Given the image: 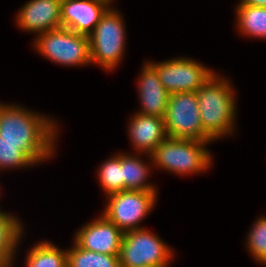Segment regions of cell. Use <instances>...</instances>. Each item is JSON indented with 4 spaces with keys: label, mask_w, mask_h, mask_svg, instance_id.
I'll list each match as a JSON object with an SVG mask.
<instances>
[{
    "label": "cell",
    "mask_w": 266,
    "mask_h": 267,
    "mask_svg": "<svg viewBox=\"0 0 266 267\" xmlns=\"http://www.w3.org/2000/svg\"><path fill=\"white\" fill-rule=\"evenodd\" d=\"M122 153V174H123V191L124 190H143L149 192H158L157 188L149 182L150 169L153 167L152 159L149 162L139 158L138 155ZM148 179V180H147ZM148 181V182H147Z\"/></svg>",
    "instance_id": "cell-15"
},
{
    "label": "cell",
    "mask_w": 266,
    "mask_h": 267,
    "mask_svg": "<svg viewBox=\"0 0 266 267\" xmlns=\"http://www.w3.org/2000/svg\"><path fill=\"white\" fill-rule=\"evenodd\" d=\"M238 4H245L255 7H266V0H240Z\"/></svg>",
    "instance_id": "cell-23"
},
{
    "label": "cell",
    "mask_w": 266,
    "mask_h": 267,
    "mask_svg": "<svg viewBox=\"0 0 266 267\" xmlns=\"http://www.w3.org/2000/svg\"><path fill=\"white\" fill-rule=\"evenodd\" d=\"M24 225L10 212H0V266L15 262V255L23 237Z\"/></svg>",
    "instance_id": "cell-16"
},
{
    "label": "cell",
    "mask_w": 266,
    "mask_h": 267,
    "mask_svg": "<svg viewBox=\"0 0 266 267\" xmlns=\"http://www.w3.org/2000/svg\"><path fill=\"white\" fill-rule=\"evenodd\" d=\"M61 1L30 0L26 2L17 11V27L37 35L61 28Z\"/></svg>",
    "instance_id": "cell-11"
},
{
    "label": "cell",
    "mask_w": 266,
    "mask_h": 267,
    "mask_svg": "<svg viewBox=\"0 0 266 267\" xmlns=\"http://www.w3.org/2000/svg\"><path fill=\"white\" fill-rule=\"evenodd\" d=\"M13 263H14V262H11L8 266H0V267H13V266H12Z\"/></svg>",
    "instance_id": "cell-24"
},
{
    "label": "cell",
    "mask_w": 266,
    "mask_h": 267,
    "mask_svg": "<svg viewBox=\"0 0 266 267\" xmlns=\"http://www.w3.org/2000/svg\"><path fill=\"white\" fill-rule=\"evenodd\" d=\"M137 79L140 109L137 113L165 118L170 94L159 80L157 71L146 61Z\"/></svg>",
    "instance_id": "cell-13"
},
{
    "label": "cell",
    "mask_w": 266,
    "mask_h": 267,
    "mask_svg": "<svg viewBox=\"0 0 266 267\" xmlns=\"http://www.w3.org/2000/svg\"><path fill=\"white\" fill-rule=\"evenodd\" d=\"M112 3L110 0H62V27L88 36Z\"/></svg>",
    "instance_id": "cell-12"
},
{
    "label": "cell",
    "mask_w": 266,
    "mask_h": 267,
    "mask_svg": "<svg viewBox=\"0 0 266 267\" xmlns=\"http://www.w3.org/2000/svg\"><path fill=\"white\" fill-rule=\"evenodd\" d=\"M25 258V267H66L67 249L44 240L31 247Z\"/></svg>",
    "instance_id": "cell-18"
},
{
    "label": "cell",
    "mask_w": 266,
    "mask_h": 267,
    "mask_svg": "<svg viewBox=\"0 0 266 267\" xmlns=\"http://www.w3.org/2000/svg\"><path fill=\"white\" fill-rule=\"evenodd\" d=\"M236 28L241 35L266 40V7L237 4Z\"/></svg>",
    "instance_id": "cell-17"
},
{
    "label": "cell",
    "mask_w": 266,
    "mask_h": 267,
    "mask_svg": "<svg viewBox=\"0 0 266 267\" xmlns=\"http://www.w3.org/2000/svg\"><path fill=\"white\" fill-rule=\"evenodd\" d=\"M147 62L157 71L159 80L170 95L197 92L215 73L201 62L187 57Z\"/></svg>",
    "instance_id": "cell-9"
},
{
    "label": "cell",
    "mask_w": 266,
    "mask_h": 267,
    "mask_svg": "<svg viewBox=\"0 0 266 267\" xmlns=\"http://www.w3.org/2000/svg\"><path fill=\"white\" fill-rule=\"evenodd\" d=\"M147 228L124 232L120 246L121 267H169L174 251Z\"/></svg>",
    "instance_id": "cell-6"
},
{
    "label": "cell",
    "mask_w": 266,
    "mask_h": 267,
    "mask_svg": "<svg viewBox=\"0 0 266 267\" xmlns=\"http://www.w3.org/2000/svg\"><path fill=\"white\" fill-rule=\"evenodd\" d=\"M234 94L231 80L217 72L197 91L202 126L213 141L234 134L237 114Z\"/></svg>",
    "instance_id": "cell-2"
},
{
    "label": "cell",
    "mask_w": 266,
    "mask_h": 267,
    "mask_svg": "<svg viewBox=\"0 0 266 267\" xmlns=\"http://www.w3.org/2000/svg\"><path fill=\"white\" fill-rule=\"evenodd\" d=\"M69 267H121L119 255H108L80 248L75 242L67 249Z\"/></svg>",
    "instance_id": "cell-19"
},
{
    "label": "cell",
    "mask_w": 266,
    "mask_h": 267,
    "mask_svg": "<svg viewBox=\"0 0 266 267\" xmlns=\"http://www.w3.org/2000/svg\"><path fill=\"white\" fill-rule=\"evenodd\" d=\"M246 238V248L254 261L266 265V215L255 220Z\"/></svg>",
    "instance_id": "cell-21"
},
{
    "label": "cell",
    "mask_w": 266,
    "mask_h": 267,
    "mask_svg": "<svg viewBox=\"0 0 266 267\" xmlns=\"http://www.w3.org/2000/svg\"><path fill=\"white\" fill-rule=\"evenodd\" d=\"M132 117V118H131ZM128 122V136L137 154H151L167 136L164 118L135 113Z\"/></svg>",
    "instance_id": "cell-14"
},
{
    "label": "cell",
    "mask_w": 266,
    "mask_h": 267,
    "mask_svg": "<svg viewBox=\"0 0 266 267\" xmlns=\"http://www.w3.org/2000/svg\"><path fill=\"white\" fill-rule=\"evenodd\" d=\"M157 192L124 190L106 196L103 215L120 230L127 232L141 229L140 222L154 209Z\"/></svg>",
    "instance_id": "cell-7"
},
{
    "label": "cell",
    "mask_w": 266,
    "mask_h": 267,
    "mask_svg": "<svg viewBox=\"0 0 266 267\" xmlns=\"http://www.w3.org/2000/svg\"><path fill=\"white\" fill-rule=\"evenodd\" d=\"M73 242L80 248L108 255H119L124 232L103 214L75 232Z\"/></svg>",
    "instance_id": "cell-10"
},
{
    "label": "cell",
    "mask_w": 266,
    "mask_h": 267,
    "mask_svg": "<svg viewBox=\"0 0 266 267\" xmlns=\"http://www.w3.org/2000/svg\"><path fill=\"white\" fill-rule=\"evenodd\" d=\"M97 176L105 196L123 191L122 153L114 154L102 162Z\"/></svg>",
    "instance_id": "cell-20"
},
{
    "label": "cell",
    "mask_w": 266,
    "mask_h": 267,
    "mask_svg": "<svg viewBox=\"0 0 266 267\" xmlns=\"http://www.w3.org/2000/svg\"><path fill=\"white\" fill-rule=\"evenodd\" d=\"M36 164L20 149V145L10 144L0 136V171L33 167Z\"/></svg>",
    "instance_id": "cell-22"
},
{
    "label": "cell",
    "mask_w": 266,
    "mask_h": 267,
    "mask_svg": "<svg viewBox=\"0 0 266 267\" xmlns=\"http://www.w3.org/2000/svg\"><path fill=\"white\" fill-rule=\"evenodd\" d=\"M164 121L170 138L213 141L202 126L197 92L171 94Z\"/></svg>",
    "instance_id": "cell-8"
},
{
    "label": "cell",
    "mask_w": 266,
    "mask_h": 267,
    "mask_svg": "<svg viewBox=\"0 0 266 267\" xmlns=\"http://www.w3.org/2000/svg\"><path fill=\"white\" fill-rule=\"evenodd\" d=\"M59 124L54 118L17 104L0 103V136L37 165L55 155Z\"/></svg>",
    "instance_id": "cell-1"
},
{
    "label": "cell",
    "mask_w": 266,
    "mask_h": 267,
    "mask_svg": "<svg viewBox=\"0 0 266 267\" xmlns=\"http://www.w3.org/2000/svg\"><path fill=\"white\" fill-rule=\"evenodd\" d=\"M210 142L167 137L150 154L152 163L181 177L205 173L213 163L212 152L206 147Z\"/></svg>",
    "instance_id": "cell-3"
},
{
    "label": "cell",
    "mask_w": 266,
    "mask_h": 267,
    "mask_svg": "<svg viewBox=\"0 0 266 267\" xmlns=\"http://www.w3.org/2000/svg\"><path fill=\"white\" fill-rule=\"evenodd\" d=\"M112 7L106 10L88 35L91 63L98 64L108 72H112L122 62L127 37L123 16Z\"/></svg>",
    "instance_id": "cell-4"
},
{
    "label": "cell",
    "mask_w": 266,
    "mask_h": 267,
    "mask_svg": "<svg viewBox=\"0 0 266 267\" xmlns=\"http://www.w3.org/2000/svg\"><path fill=\"white\" fill-rule=\"evenodd\" d=\"M35 50L46 59L67 67L91 63L89 37L67 28L49 30L36 35Z\"/></svg>",
    "instance_id": "cell-5"
}]
</instances>
